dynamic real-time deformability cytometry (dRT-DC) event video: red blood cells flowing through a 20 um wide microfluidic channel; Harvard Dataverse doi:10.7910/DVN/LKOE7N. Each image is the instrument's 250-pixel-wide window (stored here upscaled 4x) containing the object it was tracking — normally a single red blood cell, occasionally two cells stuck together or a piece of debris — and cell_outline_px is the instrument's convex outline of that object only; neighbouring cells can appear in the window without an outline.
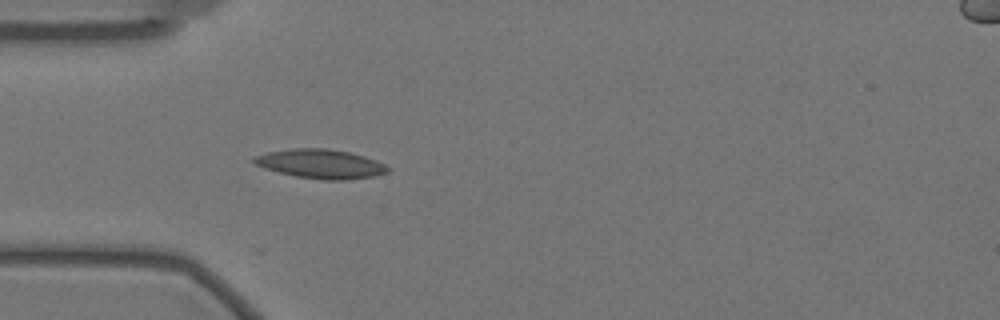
{"species": "Egyptian fruit bat (a non-hibernating species)", "species_latin": "Rousettus aegyptiacus", "temperature_condition": "warm", "stored_images_in_passage": 42, "camera_frame_rate_fps": 3000, "um_per_image_px": 0.085, "animal": {"sex": "female"}, "frame": {"image": 1, "passage_image": 1, "time_ms": 0.0, "image_size_px": [1000, 320], "cell_outline_px": [[392, 168], [388, 172], [376, 176], [348, 180], [324, 180], [296, 176], [264, 168], [256, 164], [252, 160], [252, 156], [268, 152], [292, 148], [328, 148], [348, 152], [364, 156], [376, 160]], "centroid_in_image_um": [27.29, 13.93], "position_along_channel_um": 57.7, "area_um2": 22.83}}
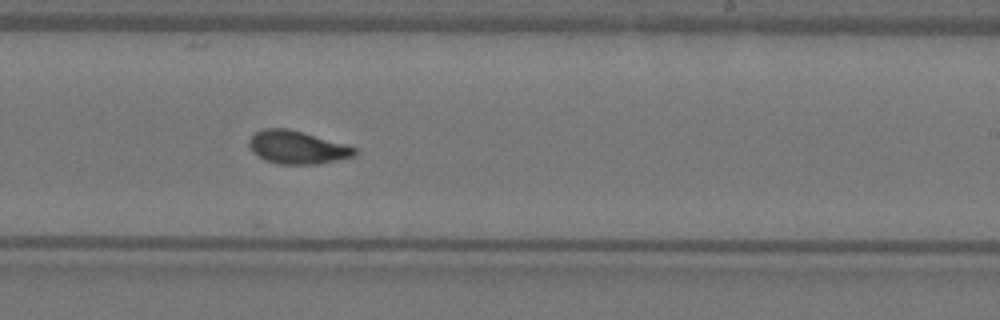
{"frame": {"image": 2, "passage_image": 19, "time_ms": 6.0, "image_size_px": [1000, 320], "cell_outline_px": [[356, 156], [316, 164], [280, 164], [264, 160], [252, 152], [248, 144], [248, 140], [256, 132], [264, 128], [288, 128], [344, 144], [356, 148]], "centroid_in_image_um": [25.22, 12.53], "position_along_channel_um": 263.8, "area_um2": 20.17}}
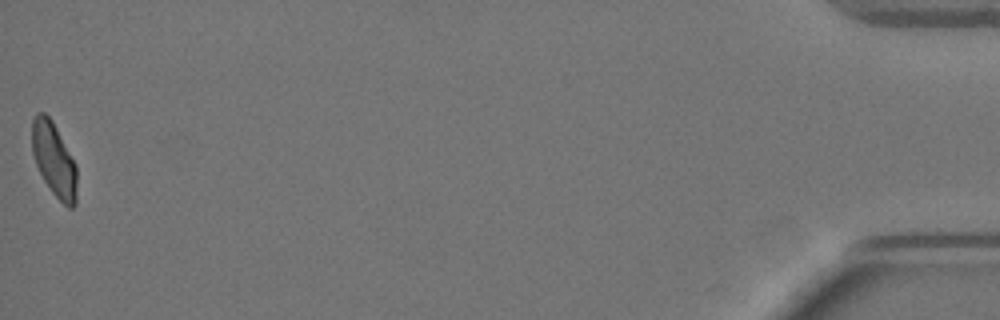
{"frame": {"image": 3, "passage_image": 42, "time_ms": 13.667, "image_size_px": [1000, 320], "cell_outline_px": [[76, 204], [72, 208], [68, 208], [52, 192], [44, 180], [36, 164], [32, 152], [32, 120], [36, 112], [44, 112], [52, 120], [76, 164]], "centroid_in_image_um": [4.58, 13.55], "position_along_channel_um": 430.6, "area_um2": 19.19}, "authors_computed_cell_mechanics": {"area_um2": 20.0566, "velocity_mm_per_s": 3.4797, "shape_relaxation_time_tau1_ms": 5.7957, "shape_relaxation_time_tau2_ms": 1.3187, "deformation_change_tau1": 0.1617, "deformation_change_tau2": 0.07}}